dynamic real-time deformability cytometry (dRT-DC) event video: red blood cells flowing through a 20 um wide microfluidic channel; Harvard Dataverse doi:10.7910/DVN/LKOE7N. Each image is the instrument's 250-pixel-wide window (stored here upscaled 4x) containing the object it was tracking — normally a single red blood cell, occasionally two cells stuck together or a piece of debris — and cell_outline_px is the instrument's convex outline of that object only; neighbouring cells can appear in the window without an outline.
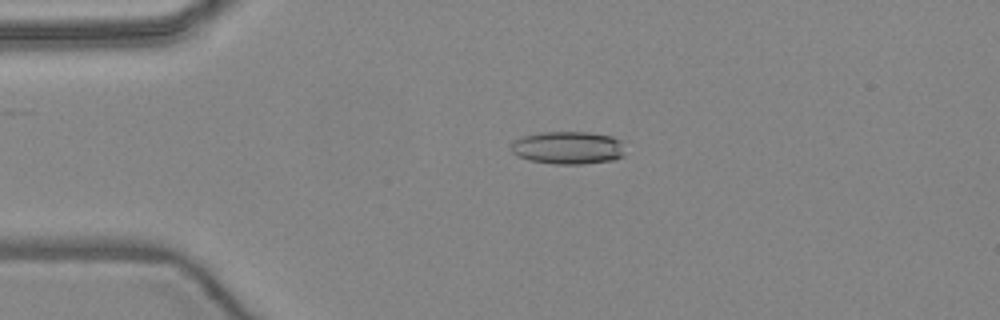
{"species": "common noctule bat (a hibernating species)", "species_latin": "Nyctalus noctula", "temperature_condition": "warm", "stored_images_in_passage": 2, "camera_frame_rate_fps": 3000, "um_per_image_px": 0.085, "animal": {"sex": "female", "body_mass_g": 24.6, "forearm_length_mm": 56.2}, "frame": {"image": 1, "passage_image": 1, "time_ms": 0.0, "image_size_px": [1000, 320], "cell_outline_px": [[624, 156], [616, 160], [580, 164], [552, 164], [528, 160], [516, 156], [512, 152], [512, 140], [524, 136], [540, 132], [588, 132], [612, 136], [620, 140], [624, 152]], "centroid_in_image_um": [48.27, 12.56], "position_along_channel_um": 36.7, "area_um2": 22.02}}